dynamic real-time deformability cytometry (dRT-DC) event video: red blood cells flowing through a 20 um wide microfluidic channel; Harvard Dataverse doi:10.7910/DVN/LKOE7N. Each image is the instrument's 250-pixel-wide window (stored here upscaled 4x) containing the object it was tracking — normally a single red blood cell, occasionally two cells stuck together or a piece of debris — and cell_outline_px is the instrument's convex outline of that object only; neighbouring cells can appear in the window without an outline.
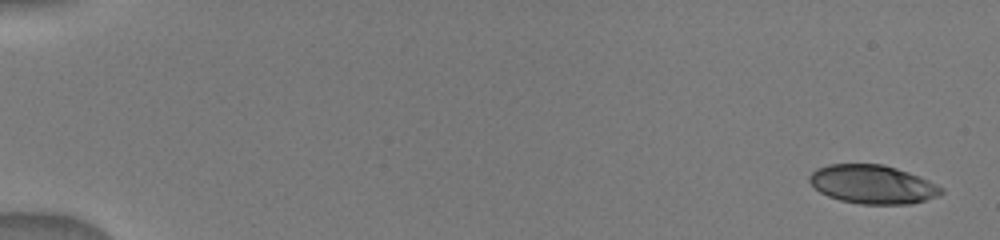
{"species": "human", "species_latin": "Homo sapiens", "temperature_condition": "warm", "stored_images_in_passage": 33, "camera_frame_rate_fps": 3000, "um_per_image_px": 0.085, "donor": {"sex": "male"}, "frame": {"image": 1, "passage_image": 1, "time_ms": 0.0, "image_size_px": [1000, 240], "cell_outline_px": [[944, 192], [936, 196], [912, 204], [860, 204], [840, 200], [828, 196], [820, 192], [808, 180], [808, 176], [816, 168], [828, 164], [884, 164], [920, 176], [944, 188]], "centroid_in_image_um": [74.16, 15.66], "position_along_channel_um": 10.8, "area_um2": 29.77}}
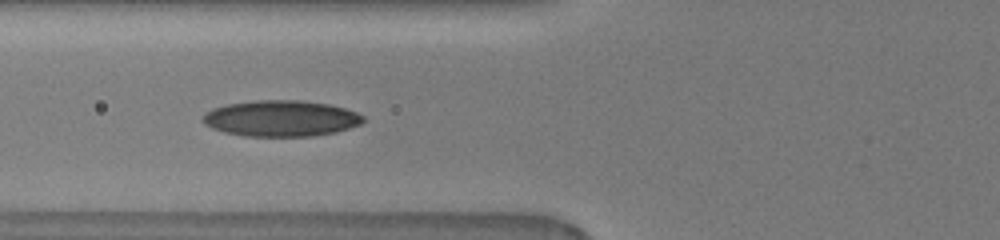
{"frame": {"image": 2, "passage_image": 12, "time_ms": 6.333, "image_size_px": [1000, 240], "cell_outline_px": [[364, 120], [360, 124], [336, 132], [312, 136], [244, 136], [224, 132], [212, 128], [204, 124], [200, 120], [204, 112], [212, 108], [228, 104], [256, 100], [300, 100], [328, 104], [344, 108], [356, 112], [364, 116]], "centroid_in_image_um": [23.84, 10.06], "position_along_channel_um": 102.0, "area_um2": 33.81}}
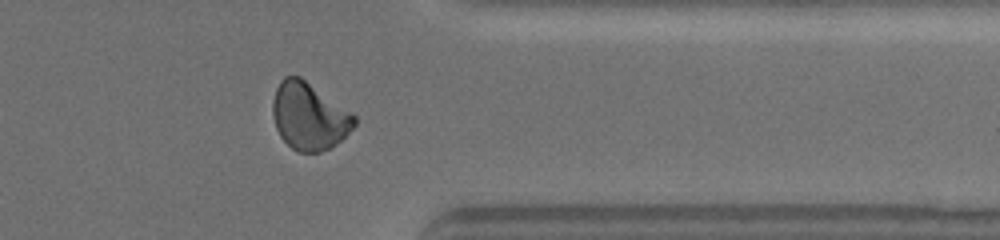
{"frame": {"image": 3, "passage_image": 25, "time_ms": 13.333, "image_size_px": [1000, 240], "cell_outline_px": [[356, 124], [336, 144], [320, 152], [300, 152], [292, 148], [280, 136], [276, 128], [272, 116], [272, 100], [276, 88], [280, 80], [284, 76], [300, 76], [352, 112], [356, 116]], "centroid_in_image_um": [26.25, 9.86], "position_along_channel_um": 385.1, "area_um2": 31.96}}